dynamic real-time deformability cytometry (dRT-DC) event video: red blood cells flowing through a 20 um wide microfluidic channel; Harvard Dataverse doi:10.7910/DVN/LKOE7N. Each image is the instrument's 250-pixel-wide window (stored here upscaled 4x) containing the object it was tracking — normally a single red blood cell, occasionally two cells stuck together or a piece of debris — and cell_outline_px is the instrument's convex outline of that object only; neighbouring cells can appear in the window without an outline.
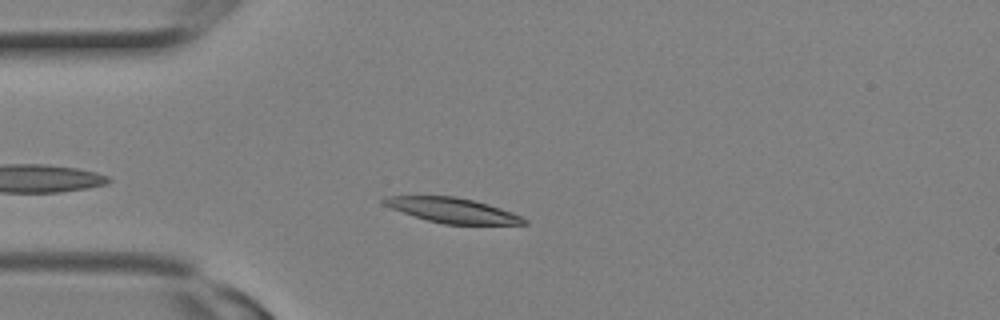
{"species": "Egyptian fruit bat (a non-hibernating species)", "species_latin": "Rousettus aegyptiacus", "temperature_condition": "room temperature", "stored_images_in_passage": 4, "camera_frame_rate_fps": 3000, "um_per_image_px": 0.085, "animal": {"sex": "female"}, "frame": {"image": 1, "passage_image": 3, "time_ms": 0.667, "image_size_px": [1000, 320], "cell_outline_px": [[528, 224], [444, 224], [428, 220], [392, 208], [384, 204], [380, 200], [384, 196], [456, 196], [488, 204], [512, 212], [528, 220]], "centroid_in_image_um": [38.48, 17.87], "position_along_channel_um": 46.5, "area_um2": 20.06}}